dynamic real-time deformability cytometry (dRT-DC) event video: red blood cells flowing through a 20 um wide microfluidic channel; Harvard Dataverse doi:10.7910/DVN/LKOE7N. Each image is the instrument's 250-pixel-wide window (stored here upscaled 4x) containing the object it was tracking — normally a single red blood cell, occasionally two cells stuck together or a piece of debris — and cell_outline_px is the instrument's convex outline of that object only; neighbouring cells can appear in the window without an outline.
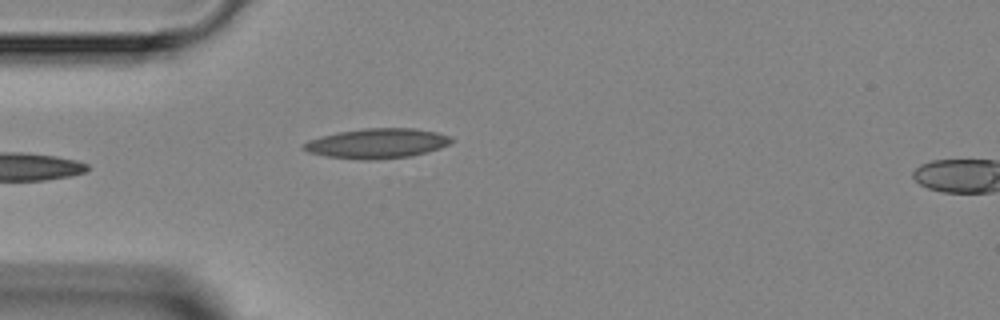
{"species": "Egyptian fruit bat (a non-hibernating species)", "species_latin": "Rousettus aegyptiacus", "temperature_condition": "room temperature", "stored_images_in_passage": 4, "segment_of_instrument_passage": [1, 2], "camera_frame_rate_fps": 3000, "um_per_image_px": 0.085, "animal": {"sex": "female"}, "frame": {"image": 1, "passage_image": 3, "time_ms": 2.333, "image_size_px": [1000, 320], "cell_outline_px": [[456, 140], [440, 148], [428, 152], [408, 156], [372, 160], [368, 160], [324, 156], [308, 152], [300, 148], [308, 140], [336, 132], [364, 128], [416, 128], [436, 132], [452, 136]], "centroid_in_image_um": [32.06, 12.18], "position_along_channel_um": 52.9, "area_um2": 25.84}}